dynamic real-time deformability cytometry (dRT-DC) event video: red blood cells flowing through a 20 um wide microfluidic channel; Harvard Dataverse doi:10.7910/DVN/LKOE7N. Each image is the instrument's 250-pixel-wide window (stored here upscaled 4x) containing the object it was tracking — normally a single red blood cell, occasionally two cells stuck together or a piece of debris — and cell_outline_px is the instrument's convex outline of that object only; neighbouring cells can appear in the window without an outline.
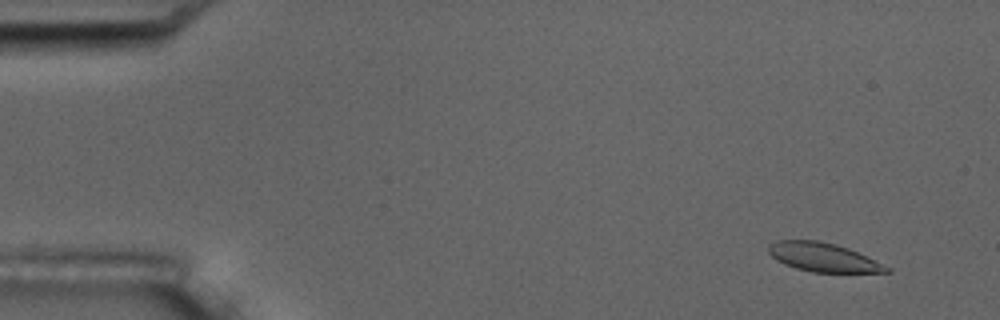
{"species": "common noctule bat (a hibernating species)", "species_latin": "Nyctalus noctula", "temperature_condition": "room temperature", "stored_images_in_passage": 7, "camera_frame_rate_fps": 3000, "um_per_image_px": 0.085, "animal": {"sex": "male", "body_mass_g": 17.5, "forearm_length_mm": 52.3}, "frame": {"image": 1, "passage_image": 2, "time_ms": 1.0, "image_size_px": [1000, 320], "cell_outline_px": [[892, 272], [812, 272], [796, 268], [784, 264], [776, 260], [768, 252], [768, 248], [776, 240], [816, 240], [836, 244], [848, 248], [892, 268]], "centroid_in_image_um": [69.97, 21.87], "position_along_channel_um": 15.0, "area_um2": 19.65}}
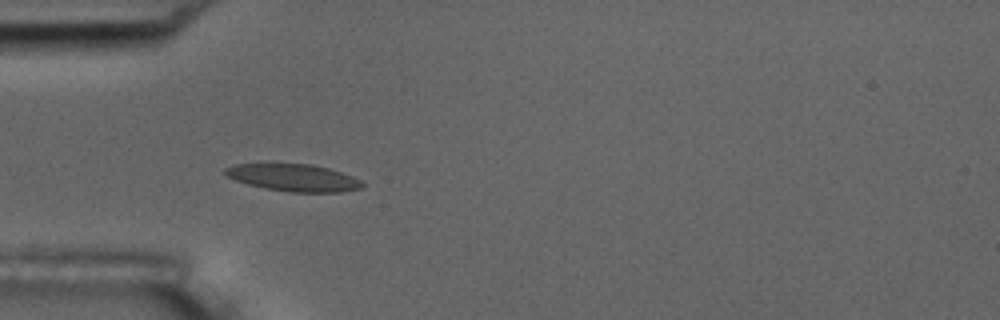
{"frame": {"image": 2, "passage_image": 5, "time_ms": 5.333, "image_size_px": [1000, 320], "cell_outline_px": [[364, 184], [360, 188], [340, 192], [292, 192], [264, 188], [248, 184], [224, 176], [224, 168], [236, 164], [312, 164], [328, 168], [352, 176], [360, 180]], "centroid_in_image_um": [24.92, 15.1], "position_along_channel_um": 60.1, "area_um2": 21.56}}